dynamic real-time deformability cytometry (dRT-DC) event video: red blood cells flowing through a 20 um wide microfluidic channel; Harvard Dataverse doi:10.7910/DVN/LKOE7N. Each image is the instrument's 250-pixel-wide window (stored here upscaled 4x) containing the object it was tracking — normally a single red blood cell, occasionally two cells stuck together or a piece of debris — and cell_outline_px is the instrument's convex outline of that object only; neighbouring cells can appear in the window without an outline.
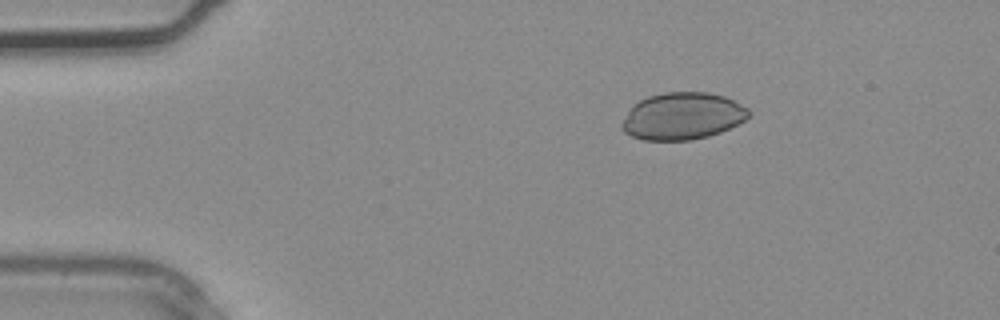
{"species": "common noctule bat (a hibernating species)", "species_latin": "Nyctalus noctula", "temperature_condition": "warm", "stored_images_in_passage": 2, "camera_frame_rate_fps": 3000, "um_per_image_px": 0.085, "animal": {"sex": "male", "body_mass_g": 20.4}, "frame": {"image": 1, "passage_image": 1, "time_ms": 0.0, "image_size_px": [1000, 320], "cell_outline_px": [[752, 112], [744, 120], [720, 132], [708, 136], [692, 140], [644, 140], [632, 136], [624, 132], [620, 128], [620, 124], [632, 104], [648, 96], [664, 92], [708, 92], [724, 96], [748, 108]], "centroid_in_image_um": [57.97, 9.87], "position_along_channel_um": 27.0, "area_um2": 34.85}}